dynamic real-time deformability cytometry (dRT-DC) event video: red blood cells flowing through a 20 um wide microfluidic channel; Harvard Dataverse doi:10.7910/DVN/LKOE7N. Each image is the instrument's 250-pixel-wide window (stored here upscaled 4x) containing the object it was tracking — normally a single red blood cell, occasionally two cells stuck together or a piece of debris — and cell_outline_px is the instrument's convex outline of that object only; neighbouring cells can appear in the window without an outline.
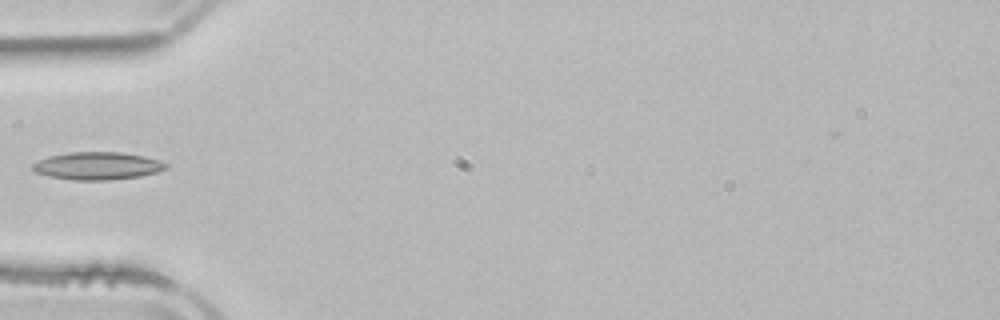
{"species": "common noctule bat (a hibernating species)", "species_latin": "Nyctalus noctula", "temperature_condition": "room temperature", "stored_images_in_passage": 3, "camera_frame_rate_fps": 3000, "um_per_image_px": 0.085, "animal": {"sex": "male", "body_mass_g": 21.5, "forearm_length_mm": 52.0}, "frame": {"image": 1, "passage_image": 3, "time_ms": 4.333, "image_size_px": [1000, 320], "cell_outline_px": [[168, 168], [156, 172], [140, 176], [112, 180], [72, 180], [48, 176], [36, 172], [32, 168], [32, 164], [48, 156], [68, 152], [120, 152], [144, 156], [168, 164]], "centroid_in_image_um": [8.27, 14.1], "position_along_channel_um": 76.7, "area_um2": 21.44}}